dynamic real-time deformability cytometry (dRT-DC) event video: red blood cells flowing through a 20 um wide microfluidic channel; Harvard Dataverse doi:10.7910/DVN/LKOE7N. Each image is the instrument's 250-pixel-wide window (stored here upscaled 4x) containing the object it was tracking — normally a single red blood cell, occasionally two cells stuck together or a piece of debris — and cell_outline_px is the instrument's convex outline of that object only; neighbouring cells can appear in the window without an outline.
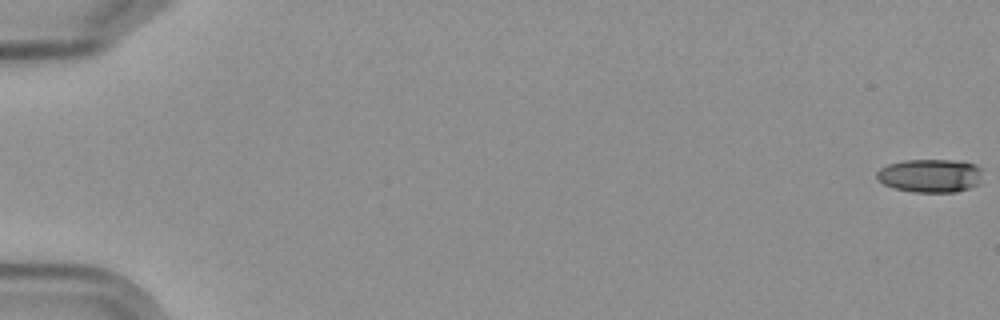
{"species": "Egyptian fruit bat (a non-hibernating species)", "species_latin": "Rousettus aegyptiacus", "temperature_condition": "cold", "stored_images_in_passage": 7, "camera_frame_rate_fps": 3000, "um_per_image_px": 0.085, "frame": {"image": 1, "passage_image": 1, "time_ms": 0.0, "image_size_px": [1000, 320], "cell_outline_px": [[980, 184], [956, 192], [912, 192], [896, 188], [884, 184], [876, 180], [876, 172], [880, 168], [888, 164], [904, 160], [952, 160], [976, 164], [980, 168]], "centroid_in_image_um": [79.04, 14.93], "position_along_channel_um": 6.0, "area_um2": 20.63}}